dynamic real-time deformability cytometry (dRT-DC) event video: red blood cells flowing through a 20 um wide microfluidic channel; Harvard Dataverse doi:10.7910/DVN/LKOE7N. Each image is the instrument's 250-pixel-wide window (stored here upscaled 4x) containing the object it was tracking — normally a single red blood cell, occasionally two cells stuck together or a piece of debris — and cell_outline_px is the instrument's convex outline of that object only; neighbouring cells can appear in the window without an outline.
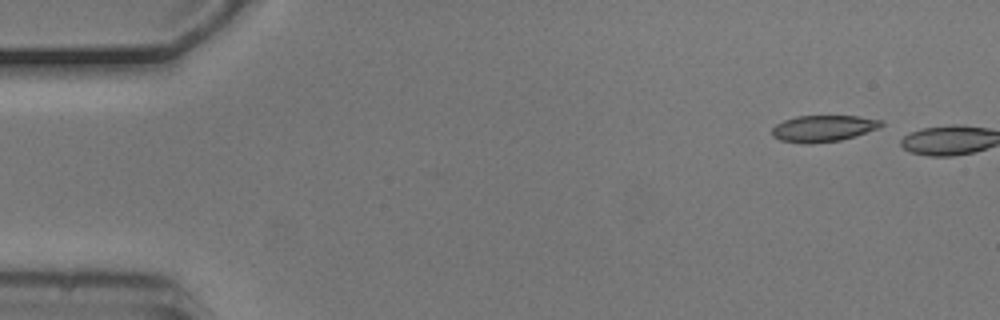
{"species": "common noctule bat (a hibernating species)", "species_latin": "Nyctalus noctula", "temperature_condition": "cold", "stored_images_in_passage": 5, "camera_frame_rate_fps": 3000, "um_per_image_px": 0.085, "animal": {"sex": "male", "body_mass_g": 20.5, "forearm_length_mm": 52.5}, "frame": {"image": 1, "passage_image": 1, "time_ms": 0.0, "image_size_px": [1000, 320], "cell_outline_px": [[884, 124], [880, 128], [840, 140], [812, 144], [808, 144], [780, 140], [772, 136], [772, 128], [776, 124], [784, 120], [796, 116], [856, 116], [884, 120]], "centroid_in_image_um": [69.98, 10.91], "position_along_channel_um": 15.0, "area_um2": 16.88}}